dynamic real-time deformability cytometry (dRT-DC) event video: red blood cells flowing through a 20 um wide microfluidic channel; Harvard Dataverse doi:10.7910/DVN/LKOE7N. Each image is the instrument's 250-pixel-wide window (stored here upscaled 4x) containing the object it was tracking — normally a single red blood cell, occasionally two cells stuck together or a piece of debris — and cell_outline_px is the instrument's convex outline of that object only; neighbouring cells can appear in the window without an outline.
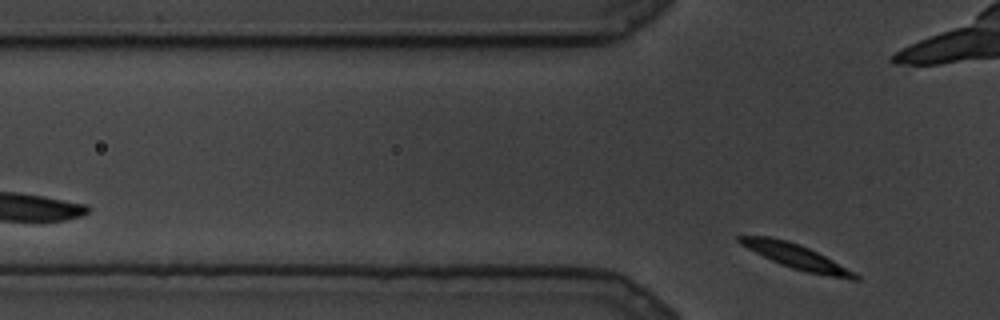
{"species": "common noctule bat (a hibernating species)", "species_latin": "Nyctalus noctula", "temperature_condition": "cold", "stored_images_in_passage": 3, "segment_of_instrument_passage": [2, 2], "camera_frame_rate_fps": 3000, "um_per_image_px": 0.085, "animal": {"sex": "male", "body_mass_g": 19.5, "forearm_length_mm": 54.6}, "frame": {"image": 1, "passage_image": 3, "time_ms": 0.667, "image_size_px": [1000, 320], "cell_outline_px": [[860, 280], [852, 280], [828, 276], [808, 272], [792, 268], [780, 264], [740, 244], [736, 240], [736, 236], [768, 236], [788, 240], [800, 244], [832, 260], [860, 276]], "centroid_in_image_um": [67.65, 21.8], "position_along_channel_um": 58.1, "area_um2": 16.24}}